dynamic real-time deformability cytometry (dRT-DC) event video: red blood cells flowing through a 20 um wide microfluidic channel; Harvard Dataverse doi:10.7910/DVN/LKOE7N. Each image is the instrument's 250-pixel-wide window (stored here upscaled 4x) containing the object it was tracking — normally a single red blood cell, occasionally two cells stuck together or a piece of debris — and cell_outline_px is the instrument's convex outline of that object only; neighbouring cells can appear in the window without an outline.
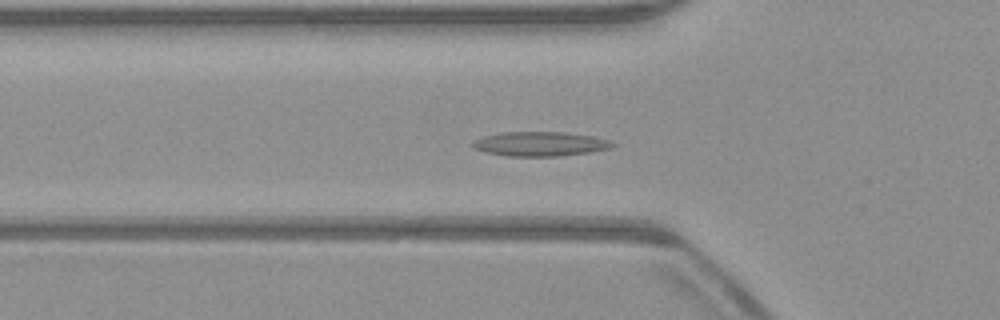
{"species": "common noctule bat (a hibernating species)", "species_latin": "Nyctalus noctula", "temperature_condition": "warm", "stored_images_in_passage": 53, "camera_frame_rate_fps": 3000, "um_per_image_px": 0.085, "animal": {"sex": "male", "body_mass_g": 23.1, "forearm_length_mm": 52.7}, "frame": {"image": 1, "passage_image": 18, "time_ms": 5.667, "image_size_px": [1000, 320], "cell_outline_px": [[616, 144], [612, 148], [592, 152], [560, 156], [508, 156], [484, 152], [472, 148], [472, 140], [484, 136], [504, 132], [564, 132], [592, 136], [608, 140]], "centroid_in_image_um": [45.9, 12.24], "position_along_channel_um": 79.9, "area_um2": 20.0}}
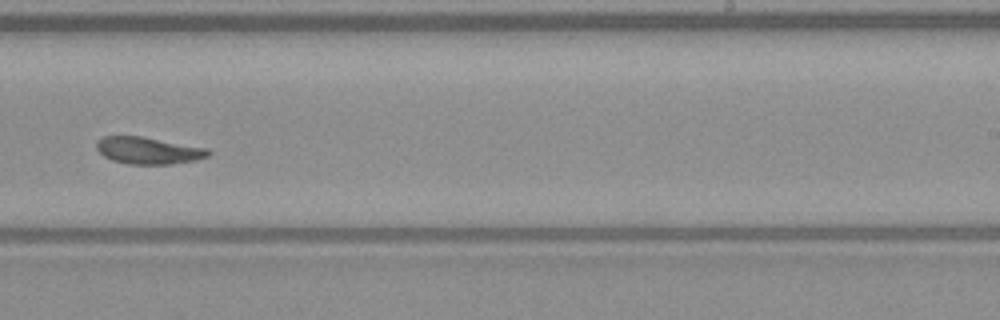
{"frame": {"image": 2, "passage_image": 33, "time_ms": 10.667, "image_size_px": [1000, 320], "cell_outline_px": [[212, 152], [208, 156], [196, 160], [172, 164], [128, 164], [112, 160], [104, 156], [96, 148], [96, 140], [104, 136], [140, 136], [208, 148]], "centroid_in_image_um": [12.61, 12.79], "position_along_channel_um": 276.4, "area_um2": 17.57}}
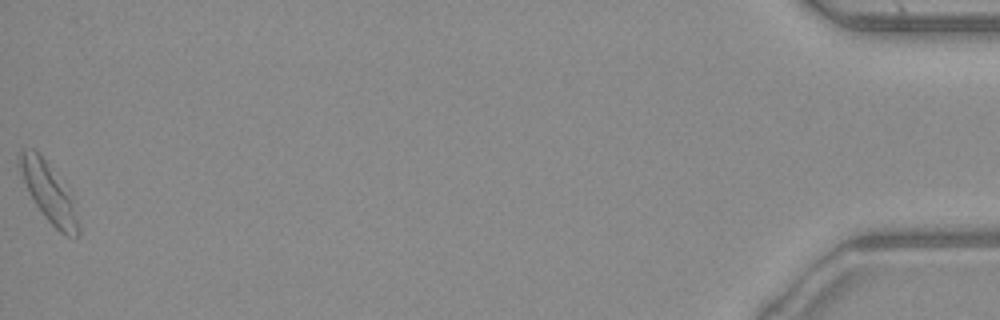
{"frame": {"image": 3, "passage_image": 53, "time_ms": 17.333, "image_size_px": [1000, 320], "cell_outline_px": [[80, 236], [68, 236], [60, 232], [44, 216], [28, 192], [16, 164], [16, 156], [20, 148], [32, 148], [44, 160], [72, 192], [80, 228]], "centroid_in_image_um": [4.12, 16.32], "position_along_channel_um": 431.1, "area_um2": 20.58}, "authors_computed_cell_mechanics": {"area_um2": 18.1492, "velocity_mm_per_s": 3.9225, "shape_relaxation_time_tau1_ms": null, "shape_relaxation_time_tau2_ms": 2.6472, "deformation_change_tau1": null, "deformation_change_tau2": 0.0816}}